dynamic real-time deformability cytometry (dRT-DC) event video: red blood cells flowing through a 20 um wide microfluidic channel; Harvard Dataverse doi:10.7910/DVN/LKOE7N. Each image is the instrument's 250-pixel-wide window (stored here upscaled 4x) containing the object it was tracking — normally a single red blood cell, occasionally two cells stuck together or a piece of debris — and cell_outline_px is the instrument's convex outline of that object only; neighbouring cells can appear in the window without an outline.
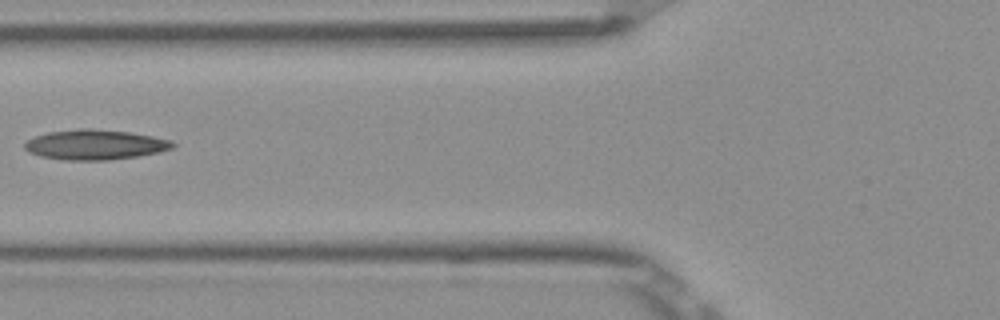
{"species": "Egyptian fruit bat (a non-hibernating species)", "species_latin": "Rousettus aegyptiacus", "temperature_condition": "room temperature", "stored_images_in_passage": 5, "camera_frame_rate_fps": 3000, "um_per_image_px": 0.085, "frame": {"image": 1, "passage_image": 5, "time_ms": 1.333, "image_size_px": [1000, 320], "cell_outline_px": [[176, 144], [172, 148], [160, 152], [136, 156], [108, 160], [64, 160], [40, 156], [28, 152], [24, 148], [24, 144], [28, 140], [36, 136], [48, 132], [80, 128], [88, 128], [128, 132], [152, 136], [172, 140]], "centroid_in_image_um": [8.08, 12.3], "position_along_channel_um": 117.7, "area_um2": 25.84}}